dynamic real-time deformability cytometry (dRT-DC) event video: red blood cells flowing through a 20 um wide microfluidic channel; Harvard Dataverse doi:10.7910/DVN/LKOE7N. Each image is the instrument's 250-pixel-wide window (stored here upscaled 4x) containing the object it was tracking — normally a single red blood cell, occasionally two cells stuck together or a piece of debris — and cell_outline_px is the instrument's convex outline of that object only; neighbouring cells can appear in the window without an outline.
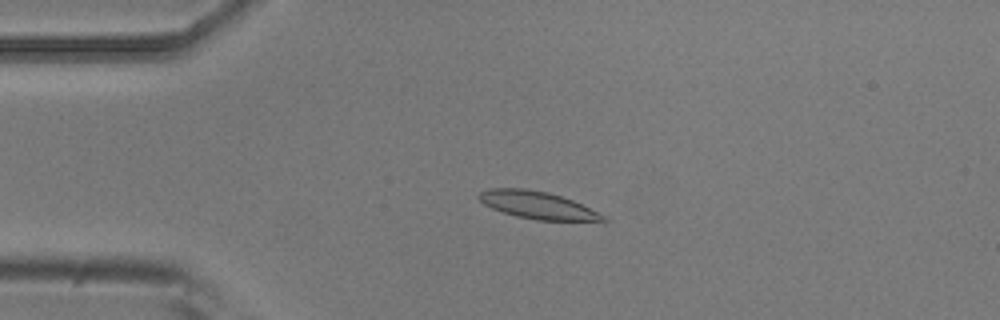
{"species": "common noctule bat (a hibernating species)", "species_latin": "Nyctalus noctula", "temperature_condition": "room temperature", "stored_images_in_passage": 3, "camera_frame_rate_fps": 3000, "um_per_image_px": 0.085, "animal": {"sex": "male", "body_mass_g": 20.5, "forearm_length_mm": 52.5}, "frame": {"image": 1, "passage_image": 2, "time_ms": 0.333, "image_size_px": [1000, 320], "cell_outline_px": [[608, 220], [604, 224], [536, 220], [516, 216], [492, 208], [484, 204], [476, 196], [480, 192], [488, 188], [524, 188], [548, 192], [572, 200], [608, 216]], "centroid_in_image_um": [45.86, 17.49], "position_along_channel_um": 39.1, "area_um2": 20.69}}